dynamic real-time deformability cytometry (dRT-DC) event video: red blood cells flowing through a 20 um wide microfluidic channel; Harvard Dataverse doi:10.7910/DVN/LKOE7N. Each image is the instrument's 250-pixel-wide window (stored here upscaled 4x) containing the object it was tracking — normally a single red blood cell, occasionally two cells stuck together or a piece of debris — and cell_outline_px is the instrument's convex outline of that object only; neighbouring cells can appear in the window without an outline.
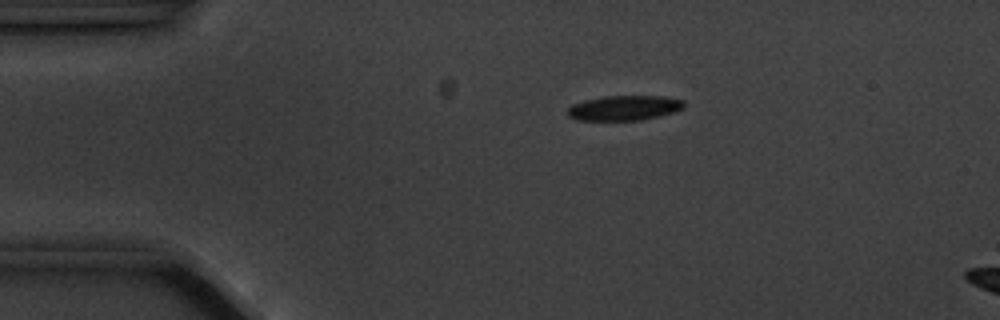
{"species": "common noctule bat (a hibernating species)", "species_latin": "Nyctalus noctula", "temperature_condition": "cold", "stored_images_in_passage": 6, "camera_frame_rate_fps": 3000, "um_per_image_px": 0.085, "animal": {"sex": "male", "body_mass_g": 20.1, "forearm_length_mm": 53.5}, "frame": {"image": 1, "passage_image": 1, "time_ms": 0.0, "image_size_px": [1000, 320], "cell_outline_px": [[684, 108], [672, 112], [640, 120], [576, 120], [568, 116], [564, 112], [572, 104], [604, 96], [664, 96], [684, 100]], "centroid_in_image_um": [53.02, 9.17], "position_along_channel_um": 32.0, "area_um2": 16.82}}